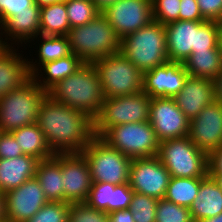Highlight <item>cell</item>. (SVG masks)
Instances as JSON below:
<instances>
[{"mask_svg": "<svg viewBox=\"0 0 222 222\" xmlns=\"http://www.w3.org/2000/svg\"><path fill=\"white\" fill-rule=\"evenodd\" d=\"M179 20L206 21L200 13L197 0H180Z\"/></svg>", "mask_w": 222, "mask_h": 222, "instance_id": "cell-42", "label": "cell"}, {"mask_svg": "<svg viewBox=\"0 0 222 222\" xmlns=\"http://www.w3.org/2000/svg\"><path fill=\"white\" fill-rule=\"evenodd\" d=\"M150 98L144 92L105 98L99 115L94 119V136L101 137L109 128L149 121Z\"/></svg>", "mask_w": 222, "mask_h": 222, "instance_id": "cell-10", "label": "cell"}, {"mask_svg": "<svg viewBox=\"0 0 222 222\" xmlns=\"http://www.w3.org/2000/svg\"><path fill=\"white\" fill-rule=\"evenodd\" d=\"M5 48L4 44L2 43L1 37H0V51H2Z\"/></svg>", "mask_w": 222, "mask_h": 222, "instance_id": "cell-52", "label": "cell"}, {"mask_svg": "<svg viewBox=\"0 0 222 222\" xmlns=\"http://www.w3.org/2000/svg\"><path fill=\"white\" fill-rule=\"evenodd\" d=\"M155 222H194L190 210L165 199H159Z\"/></svg>", "mask_w": 222, "mask_h": 222, "instance_id": "cell-33", "label": "cell"}, {"mask_svg": "<svg viewBox=\"0 0 222 222\" xmlns=\"http://www.w3.org/2000/svg\"><path fill=\"white\" fill-rule=\"evenodd\" d=\"M40 8L37 4L30 6V11L16 12L0 25V37L5 47L24 46L23 49H27V44L40 34Z\"/></svg>", "mask_w": 222, "mask_h": 222, "instance_id": "cell-19", "label": "cell"}, {"mask_svg": "<svg viewBox=\"0 0 222 222\" xmlns=\"http://www.w3.org/2000/svg\"><path fill=\"white\" fill-rule=\"evenodd\" d=\"M180 0H152L153 20L167 25L179 20Z\"/></svg>", "mask_w": 222, "mask_h": 222, "instance_id": "cell-37", "label": "cell"}, {"mask_svg": "<svg viewBox=\"0 0 222 222\" xmlns=\"http://www.w3.org/2000/svg\"><path fill=\"white\" fill-rule=\"evenodd\" d=\"M220 52L222 54V23L220 24V31H219V42H218Z\"/></svg>", "mask_w": 222, "mask_h": 222, "instance_id": "cell-50", "label": "cell"}, {"mask_svg": "<svg viewBox=\"0 0 222 222\" xmlns=\"http://www.w3.org/2000/svg\"><path fill=\"white\" fill-rule=\"evenodd\" d=\"M188 76L182 62L168 61L143 72L142 92L150 98L174 97L183 88Z\"/></svg>", "mask_w": 222, "mask_h": 222, "instance_id": "cell-18", "label": "cell"}, {"mask_svg": "<svg viewBox=\"0 0 222 222\" xmlns=\"http://www.w3.org/2000/svg\"><path fill=\"white\" fill-rule=\"evenodd\" d=\"M133 190L129 183L115 185L113 190L112 204H109V213L116 210H124L130 207Z\"/></svg>", "mask_w": 222, "mask_h": 222, "instance_id": "cell-38", "label": "cell"}, {"mask_svg": "<svg viewBox=\"0 0 222 222\" xmlns=\"http://www.w3.org/2000/svg\"><path fill=\"white\" fill-rule=\"evenodd\" d=\"M36 123L54 154L80 153L94 137L92 118L49 95L41 102Z\"/></svg>", "mask_w": 222, "mask_h": 222, "instance_id": "cell-1", "label": "cell"}, {"mask_svg": "<svg viewBox=\"0 0 222 222\" xmlns=\"http://www.w3.org/2000/svg\"><path fill=\"white\" fill-rule=\"evenodd\" d=\"M200 13L206 21L222 23V0H197Z\"/></svg>", "mask_w": 222, "mask_h": 222, "instance_id": "cell-41", "label": "cell"}, {"mask_svg": "<svg viewBox=\"0 0 222 222\" xmlns=\"http://www.w3.org/2000/svg\"><path fill=\"white\" fill-rule=\"evenodd\" d=\"M101 13L121 40L153 20L152 0H118Z\"/></svg>", "mask_w": 222, "mask_h": 222, "instance_id": "cell-13", "label": "cell"}, {"mask_svg": "<svg viewBox=\"0 0 222 222\" xmlns=\"http://www.w3.org/2000/svg\"><path fill=\"white\" fill-rule=\"evenodd\" d=\"M81 153L87 160L92 182L114 185L129 183L132 159L111 147L101 137L94 136Z\"/></svg>", "mask_w": 222, "mask_h": 222, "instance_id": "cell-9", "label": "cell"}, {"mask_svg": "<svg viewBox=\"0 0 222 222\" xmlns=\"http://www.w3.org/2000/svg\"><path fill=\"white\" fill-rule=\"evenodd\" d=\"M23 155L11 132L0 131V159H12Z\"/></svg>", "mask_w": 222, "mask_h": 222, "instance_id": "cell-40", "label": "cell"}, {"mask_svg": "<svg viewBox=\"0 0 222 222\" xmlns=\"http://www.w3.org/2000/svg\"><path fill=\"white\" fill-rule=\"evenodd\" d=\"M108 215L109 222H135L133 219V214L129 208L124 210H116L110 212Z\"/></svg>", "mask_w": 222, "mask_h": 222, "instance_id": "cell-44", "label": "cell"}, {"mask_svg": "<svg viewBox=\"0 0 222 222\" xmlns=\"http://www.w3.org/2000/svg\"><path fill=\"white\" fill-rule=\"evenodd\" d=\"M215 100L222 104V70L214 80Z\"/></svg>", "mask_w": 222, "mask_h": 222, "instance_id": "cell-45", "label": "cell"}, {"mask_svg": "<svg viewBox=\"0 0 222 222\" xmlns=\"http://www.w3.org/2000/svg\"><path fill=\"white\" fill-rule=\"evenodd\" d=\"M149 123L160 142L189 135L190 121L176 105L173 97L152 98Z\"/></svg>", "mask_w": 222, "mask_h": 222, "instance_id": "cell-14", "label": "cell"}, {"mask_svg": "<svg viewBox=\"0 0 222 222\" xmlns=\"http://www.w3.org/2000/svg\"><path fill=\"white\" fill-rule=\"evenodd\" d=\"M35 4L34 0H0V25L16 12L30 11Z\"/></svg>", "mask_w": 222, "mask_h": 222, "instance_id": "cell-39", "label": "cell"}, {"mask_svg": "<svg viewBox=\"0 0 222 222\" xmlns=\"http://www.w3.org/2000/svg\"><path fill=\"white\" fill-rule=\"evenodd\" d=\"M18 49L19 47H5L0 51V98L32 77L28 69V58L22 54L23 50Z\"/></svg>", "mask_w": 222, "mask_h": 222, "instance_id": "cell-21", "label": "cell"}, {"mask_svg": "<svg viewBox=\"0 0 222 222\" xmlns=\"http://www.w3.org/2000/svg\"><path fill=\"white\" fill-rule=\"evenodd\" d=\"M194 222L222 213V189L208 174L201 178L199 192L189 207Z\"/></svg>", "mask_w": 222, "mask_h": 222, "instance_id": "cell-23", "label": "cell"}, {"mask_svg": "<svg viewBox=\"0 0 222 222\" xmlns=\"http://www.w3.org/2000/svg\"><path fill=\"white\" fill-rule=\"evenodd\" d=\"M92 64L97 70L105 98L142 91L143 73L121 52L103 57Z\"/></svg>", "mask_w": 222, "mask_h": 222, "instance_id": "cell-8", "label": "cell"}, {"mask_svg": "<svg viewBox=\"0 0 222 222\" xmlns=\"http://www.w3.org/2000/svg\"><path fill=\"white\" fill-rule=\"evenodd\" d=\"M62 181L64 202H86L92 179L85 156L80 153H62Z\"/></svg>", "mask_w": 222, "mask_h": 222, "instance_id": "cell-17", "label": "cell"}, {"mask_svg": "<svg viewBox=\"0 0 222 222\" xmlns=\"http://www.w3.org/2000/svg\"><path fill=\"white\" fill-rule=\"evenodd\" d=\"M120 52L143 73L168 62L165 25L152 20L121 39Z\"/></svg>", "mask_w": 222, "mask_h": 222, "instance_id": "cell-5", "label": "cell"}, {"mask_svg": "<svg viewBox=\"0 0 222 222\" xmlns=\"http://www.w3.org/2000/svg\"><path fill=\"white\" fill-rule=\"evenodd\" d=\"M157 198L133 192L129 209L135 222H155Z\"/></svg>", "mask_w": 222, "mask_h": 222, "instance_id": "cell-32", "label": "cell"}, {"mask_svg": "<svg viewBox=\"0 0 222 222\" xmlns=\"http://www.w3.org/2000/svg\"><path fill=\"white\" fill-rule=\"evenodd\" d=\"M71 29L65 2L53 3L40 8V34L67 36Z\"/></svg>", "mask_w": 222, "mask_h": 222, "instance_id": "cell-29", "label": "cell"}, {"mask_svg": "<svg viewBox=\"0 0 222 222\" xmlns=\"http://www.w3.org/2000/svg\"><path fill=\"white\" fill-rule=\"evenodd\" d=\"M67 37L71 52L84 63L120 52L121 40L102 13L82 26L71 28Z\"/></svg>", "mask_w": 222, "mask_h": 222, "instance_id": "cell-4", "label": "cell"}, {"mask_svg": "<svg viewBox=\"0 0 222 222\" xmlns=\"http://www.w3.org/2000/svg\"><path fill=\"white\" fill-rule=\"evenodd\" d=\"M208 175H222V145L208 154Z\"/></svg>", "mask_w": 222, "mask_h": 222, "instance_id": "cell-43", "label": "cell"}, {"mask_svg": "<svg viewBox=\"0 0 222 222\" xmlns=\"http://www.w3.org/2000/svg\"><path fill=\"white\" fill-rule=\"evenodd\" d=\"M48 95L56 102L86 113L93 120L99 115L105 100L97 70L92 63L59 81Z\"/></svg>", "mask_w": 222, "mask_h": 222, "instance_id": "cell-2", "label": "cell"}, {"mask_svg": "<svg viewBox=\"0 0 222 222\" xmlns=\"http://www.w3.org/2000/svg\"><path fill=\"white\" fill-rule=\"evenodd\" d=\"M69 203L48 201L41 209L25 222H67Z\"/></svg>", "mask_w": 222, "mask_h": 222, "instance_id": "cell-36", "label": "cell"}, {"mask_svg": "<svg viewBox=\"0 0 222 222\" xmlns=\"http://www.w3.org/2000/svg\"><path fill=\"white\" fill-rule=\"evenodd\" d=\"M34 1L39 7H42L53 3L65 2L66 0H34Z\"/></svg>", "mask_w": 222, "mask_h": 222, "instance_id": "cell-48", "label": "cell"}, {"mask_svg": "<svg viewBox=\"0 0 222 222\" xmlns=\"http://www.w3.org/2000/svg\"><path fill=\"white\" fill-rule=\"evenodd\" d=\"M36 39V40H35ZM39 41L38 44L35 42L33 45L37 47L34 51L36 57L28 58V69L31 76L45 63L51 62L63 57L70 55L72 52L70 50L69 39L67 36L59 35H41L34 37L27 45H31L28 48H34L31 44L32 42ZM39 45V46H38ZM33 46V47H32ZM38 53H37V52ZM37 54V55H36ZM34 58V59H33ZM39 58V59H38ZM36 59V60H35ZM35 62H34V61Z\"/></svg>", "mask_w": 222, "mask_h": 222, "instance_id": "cell-24", "label": "cell"}, {"mask_svg": "<svg viewBox=\"0 0 222 222\" xmlns=\"http://www.w3.org/2000/svg\"><path fill=\"white\" fill-rule=\"evenodd\" d=\"M23 154L31 155L39 160L47 159L55 154L49 148L44 133L37 123L25 125L11 131Z\"/></svg>", "mask_w": 222, "mask_h": 222, "instance_id": "cell-28", "label": "cell"}, {"mask_svg": "<svg viewBox=\"0 0 222 222\" xmlns=\"http://www.w3.org/2000/svg\"><path fill=\"white\" fill-rule=\"evenodd\" d=\"M67 222H109V215L86 202L69 203Z\"/></svg>", "mask_w": 222, "mask_h": 222, "instance_id": "cell-34", "label": "cell"}, {"mask_svg": "<svg viewBox=\"0 0 222 222\" xmlns=\"http://www.w3.org/2000/svg\"><path fill=\"white\" fill-rule=\"evenodd\" d=\"M173 98L190 121L215 100L214 81L188 76L183 88Z\"/></svg>", "mask_w": 222, "mask_h": 222, "instance_id": "cell-20", "label": "cell"}, {"mask_svg": "<svg viewBox=\"0 0 222 222\" xmlns=\"http://www.w3.org/2000/svg\"><path fill=\"white\" fill-rule=\"evenodd\" d=\"M4 197L6 222H25L48 202L36 177L6 192Z\"/></svg>", "mask_w": 222, "mask_h": 222, "instance_id": "cell-15", "label": "cell"}, {"mask_svg": "<svg viewBox=\"0 0 222 222\" xmlns=\"http://www.w3.org/2000/svg\"><path fill=\"white\" fill-rule=\"evenodd\" d=\"M171 175L157 156L132 159L129 185L134 192L164 199Z\"/></svg>", "mask_w": 222, "mask_h": 222, "instance_id": "cell-12", "label": "cell"}, {"mask_svg": "<svg viewBox=\"0 0 222 222\" xmlns=\"http://www.w3.org/2000/svg\"><path fill=\"white\" fill-rule=\"evenodd\" d=\"M101 138L130 159L157 156L160 144L149 121L111 127Z\"/></svg>", "mask_w": 222, "mask_h": 222, "instance_id": "cell-11", "label": "cell"}, {"mask_svg": "<svg viewBox=\"0 0 222 222\" xmlns=\"http://www.w3.org/2000/svg\"><path fill=\"white\" fill-rule=\"evenodd\" d=\"M35 177L48 201L64 202V189L62 181V153L40 160L37 165Z\"/></svg>", "mask_w": 222, "mask_h": 222, "instance_id": "cell-25", "label": "cell"}, {"mask_svg": "<svg viewBox=\"0 0 222 222\" xmlns=\"http://www.w3.org/2000/svg\"><path fill=\"white\" fill-rule=\"evenodd\" d=\"M197 222H222V213L212 218H206Z\"/></svg>", "mask_w": 222, "mask_h": 222, "instance_id": "cell-49", "label": "cell"}, {"mask_svg": "<svg viewBox=\"0 0 222 222\" xmlns=\"http://www.w3.org/2000/svg\"><path fill=\"white\" fill-rule=\"evenodd\" d=\"M189 138L207 155L222 145V104L214 100L190 120Z\"/></svg>", "mask_w": 222, "mask_h": 222, "instance_id": "cell-16", "label": "cell"}, {"mask_svg": "<svg viewBox=\"0 0 222 222\" xmlns=\"http://www.w3.org/2000/svg\"><path fill=\"white\" fill-rule=\"evenodd\" d=\"M157 157L171 177L203 178L208 174V155L189 136L161 141Z\"/></svg>", "mask_w": 222, "mask_h": 222, "instance_id": "cell-7", "label": "cell"}, {"mask_svg": "<svg viewBox=\"0 0 222 222\" xmlns=\"http://www.w3.org/2000/svg\"><path fill=\"white\" fill-rule=\"evenodd\" d=\"M39 161L26 154L12 159H0V192L5 194L35 177Z\"/></svg>", "mask_w": 222, "mask_h": 222, "instance_id": "cell-22", "label": "cell"}, {"mask_svg": "<svg viewBox=\"0 0 222 222\" xmlns=\"http://www.w3.org/2000/svg\"><path fill=\"white\" fill-rule=\"evenodd\" d=\"M0 222H6V207L4 194L0 192Z\"/></svg>", "mask_w": 222, "mask_h": 222, "instance_id": "cell-47", "label": "cell"}, {"mask_svg": "<svg viewBox=\"0 0 222 222\" xmlns=\"http://www.w3.org/2000/svg\"><path fill=\"white\" fill-rule=\"evenodd\" d=\"M220 22L177 20L165 25L169 61L184 62L192 51L216 50Z\"/></svg>", "mask_w": 222, "mask_h": 222, "instance_id": "cell-3", "label": "cell"}, {"mask_svg": "<svg viewBox=\"0 0 222 222\" xmlns=\"http://www.w3.org/2000/svg\"><path fill=\"white\" fill-rule=\"evenodd\" d=\"M65 7L71 28L82 26L101 13L92 0H66Z\"/></svg>", "mask_w": 222, "mask_h": 222, "instance_id": "cell-31", "label": "cell"}, {"mask_svg": "<svg viewBox=\"0 0 222 222\" xmlns=\"http://www.w3.org/2000/svg\"><path fill=\"white\" fill-rule=\"evenodd\" d=\"M114 184L107 182H92L86 203L109 214V204H112Z\"/></svg>", "mask_w": 222, "mask_h": 222, "instance_id": "cell-35", "label": "cell"}, {"mask_svg": "<svg viewBox=\"0 0 222 222\" xmlns=\"http://www.w3.org/2000/svg\"><path fill=\"white\" fill-rule=\"evenodd\" d=\"M209 176L213 177L219 184L220 188L222 189V175H209Z\"/></svg>", "mask_w": 222, "mask_h": 222, "instance_id": "cell-51", "label": "cell"}, {"mask_svg": "<svg viewBox=\"0 0 222 222\" xmlns=\"http://www.w3.org/2000/svg\"><path fill=\"white\" fill-rule=\"evenodd\" d=\"M48 92L31 77L22 86L0 98V131L11 132L37 121L41 102Z\"/></svg>", "mask_w": 222, "mask_h": 222, "instance_id": "cell-6", "label": "cell"}, {"mask_svg": "<svg viewBox=\"0 0 222 222\" xmlns=\"http://www.w3.org/2000/svg\"><path fill=\"white\" fill-rule=\"evenodd\" d=\"M84 62L75 54L43 64L32 78L37 85L48 92L59 81L75 73ZM43 71V72H42Z\"/></svg>", "mask_w": 222, "mask_h": 222, "instance_id": "cell-26", "label": "cell"}, {"mask_svg": "<svg viewBox=\"0 0 222 222\" xmlns=\"http://www.w3.org/2000/svg\"><path fill=\"white\" fill-rule=\"evenodd\" d=\"M200 183L201 178L171 177L164 199L189 208L199 192Z\"/></svg>", "mask_w": 222, "mask_h": 222, "instance_id": "cell-30", "label": "cell"}, {"mask_svg": "<svg viewBox=\"0 0 222 222\" xmlns=\"http://www.w3.org/2000/svg\"><path fill=\"white\" fill-rule=\"evenodd\" d=\"M97 9L102 12L103 10H105L107 7H109L110 5L116 3L118 0H92Z\"/></svg>", "mask_w": 222, "mask_h": 222, "instance_id": "cell-46", "label": "cell"}, {"mask_svg": "<svg viewBox=\"0 0 222 222\" xmlns=\"http://www.w3.org/2000/svg\"><path fill=\"white\" fill-rule=\"evenodd\" d=\"M183 65L189 76L214 81L222 70L220 48L207 51H192V54L184 60Z\"/></svg>", "mask_w": 222, "mask_h": 222, "instance_id": "cell-27", "label": "cell"}]
</instances>
